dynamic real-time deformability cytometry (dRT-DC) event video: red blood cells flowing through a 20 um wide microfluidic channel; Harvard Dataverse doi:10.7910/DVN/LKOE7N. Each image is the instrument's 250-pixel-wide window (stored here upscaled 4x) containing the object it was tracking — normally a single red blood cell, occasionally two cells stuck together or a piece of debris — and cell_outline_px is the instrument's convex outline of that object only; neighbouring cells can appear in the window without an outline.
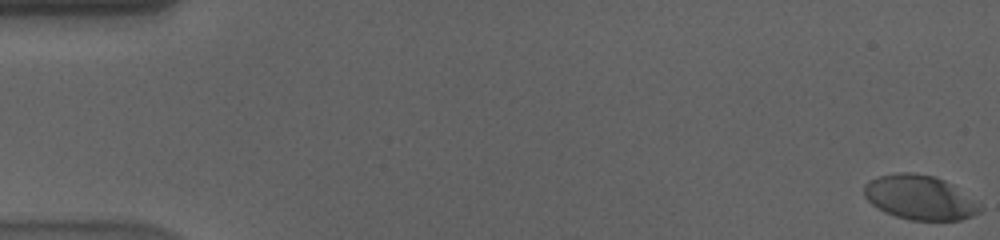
{"species": "human", "species_latin": "Homo sapiens", "temperature_condition": "cold", "stored_images_in_passage": 58, "camera_frame_rate_fps": 3000, "um_per_image_px": 0.085, "donor": {"sex": "male"}, "frame": {"image": 1, "passage_image": 1, "time_ms": 0.0, "image_size_px": [1000, 240], "cell_outline_px": [[980, 212], [972, 216], [960, 220], [908, 220], [884, 212], [872, 204], [864, 196], [864, 184], [868, 180], [880, 176], [896, 172], [912, 172], [936, 176], [944, 180], [980, 204]], "centroid_in_image_um": [78.14, 16.78], "position_along_channel_um": 6.9, "area_um2": 29.88}}
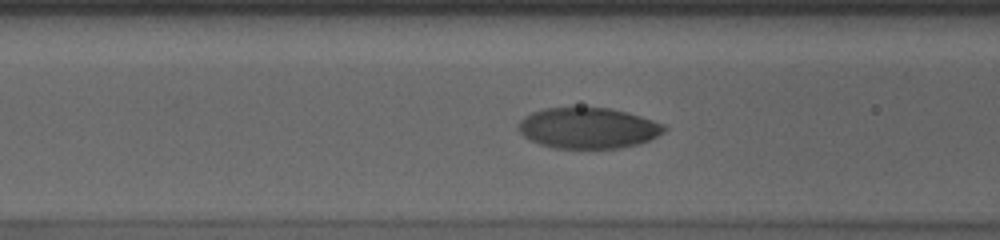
{"frame": {"image": 2, "passage_image": 24, "time_ms": 7.667, "image_size_px": [1000, 240], "cell_outline_px": [[668, 128], [664, 132], [652, 140], [640, 144], [620, 148], [556, 148], [540, 144], [524, 136], [516, 128], [520, 120], [524, 116], [532, 112], [544, 108], [608, 108], [628, 112], [664, 124]], "centroid_in_image_um": [50.02, 10.89], "position_along_channel_um": 116.6, "area_um2": 34.8}}
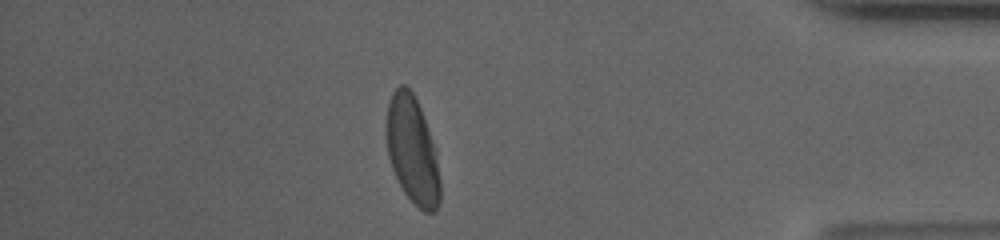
{"frame": {"image": 3, "passage_image": 51, "time_ms": 16.667, "image_size_px": [1000, 240], "cell_outline_px": [[440, 200], [436, 208], [432, 212], [424, 212], [404, 192], [392, 168], [388, 156], [384, 132], [388, 104], [392, 92], [400, 84], [404, 84], [412, 92], [420, 108], [436, 148], [440, 180]], "centroid_in_image_um": [35.03, 12.74], "position_along_channel_um": 400.2, "area_um2": 33.7}, "authors_computed_cell_mechanics": {"area_um2": 34.3621, "velocity_mm_per_s": 3.5566, "shape_relaxation_time_tau1_ms": 3.4032, "shape_relaxation_time_tau2_ms": null, "deformation_change_tau1": 0.1583, "deformation_change_tau2": null}}